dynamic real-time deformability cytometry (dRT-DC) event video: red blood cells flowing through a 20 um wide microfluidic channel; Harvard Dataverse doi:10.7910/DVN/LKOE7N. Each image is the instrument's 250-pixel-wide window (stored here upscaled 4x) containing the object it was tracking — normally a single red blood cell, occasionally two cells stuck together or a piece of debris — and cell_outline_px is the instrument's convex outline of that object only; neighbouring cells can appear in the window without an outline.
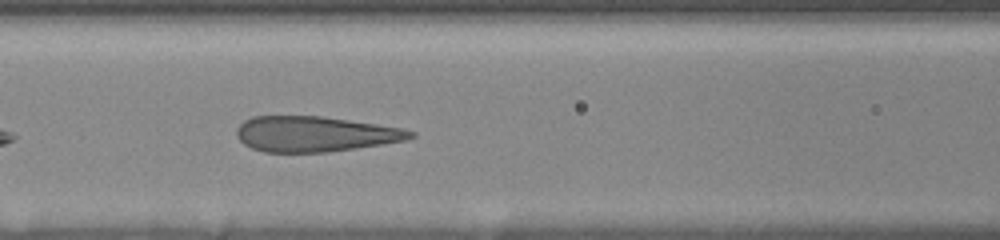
{"species": "human", "species_latin": "Homo sapiens", "temperature_condition": "room temperature", "stored_images_in_passage": 48, "camera_frame_rate_fps": 3000, "um_per_image_px": 0.085, "donor": {"sex": "female"}, "frame": {"image": 1, "passage_image": 12, "time_ms": 2.0, "image_size_px": [1000, 240], "cell_outline_px": [[416, 136], [408, 140], [356, 148], [328, 152], [264, 152], [252, 148], [244, 144], [236, 136], [236, 128], [244, 120], [252, 116], [324, 116], [404, 128], [416, 132]], "centroid_in_image_um": [26.79, 11.38], "position_along_channel_um": 139.8, "area_um2": 36.13}}
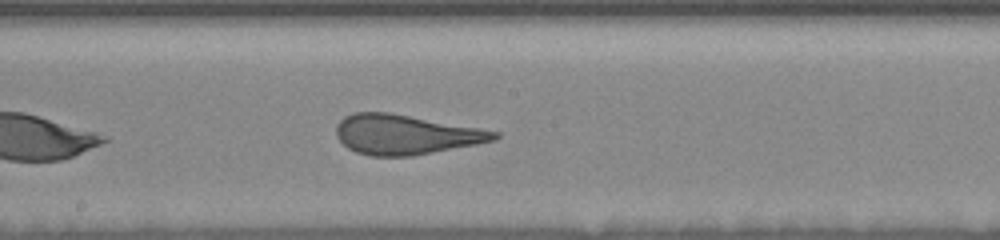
{"frame": {"image": 2, "passage_image": 23, "time_ms": 4.0, "image_size_px": [1000, 240], "cell_outline_px": [[500, 136], [496, 140], [476, 144], [412, 156], [368, 156], [356, 152], [348, 148], [336, 136], [336, 124], [344, 116], [352, 112], [388, 112], [480, 128], [500, 132]], "centroid_in_image_um": [34.45, 11.43], "position_along_channel_um": 213.8, "area_um2": 36.59}}
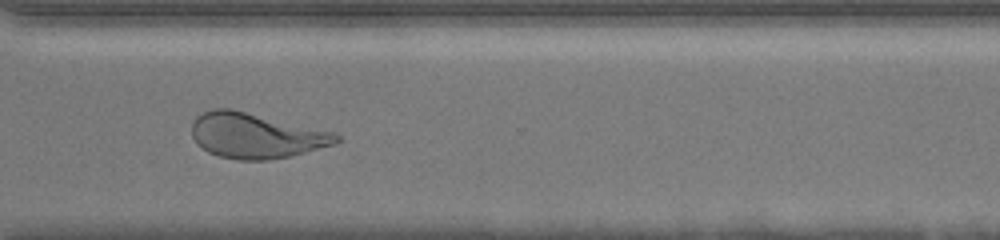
{"frame": {"image": 3, "passage_image": 47, "time_ms": 7.667, "image_size_px": [1000, 240], "cell_outline_px": [[340, 140], [336, 144], [288, 156], [268, 160], [236, 160], [220, 156], [208, 152], [192, 136], [192, 120], [196, 116], [212, 108], [232, 108], [336, 132], [340, 136]], "centroid_in_image_um": [21.77, 11.51], "position_along_channel_um": 348.8, "area_um2": 38.21}}